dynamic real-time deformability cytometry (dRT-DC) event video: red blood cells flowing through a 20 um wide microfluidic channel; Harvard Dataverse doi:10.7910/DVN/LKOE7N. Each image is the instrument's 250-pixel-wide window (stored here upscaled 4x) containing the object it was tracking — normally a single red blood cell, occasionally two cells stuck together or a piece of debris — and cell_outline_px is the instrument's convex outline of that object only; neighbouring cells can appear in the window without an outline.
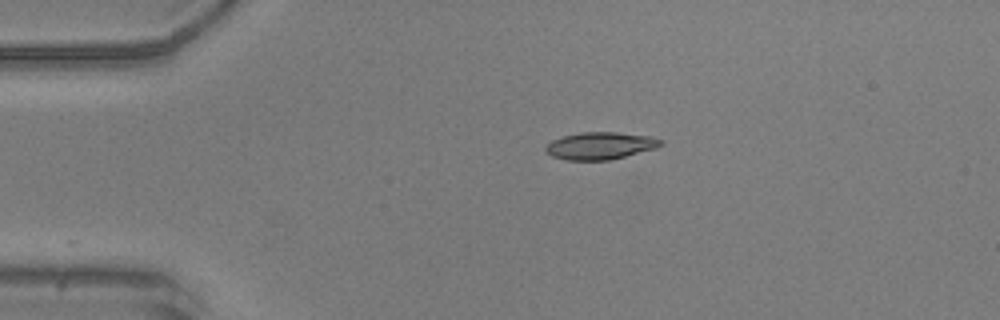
{"species": "common noctule bat (a hibernating species)", "species_latin": "Nyctalus noctula", "temperature_condition": "warm", "stored_images_in_passage": 15, "camera_frame_rate_fps": 3000, "um_per_image_px": 0.085, "animal": {"sex": "male", "body_mass_g": 20.5, "forearm_length_mm": 52.5}, "frame": {"image": 1, "passage_image": 1, "time_ms": 0.0, "image_size_px": [1000, 320], "cell_outline_px": [[664, 144], [656, 148], [608, 160], [568, 160], [552, 156], [544, 152], [544, 148], [552, 140], [564, 136], [580, 132], [616, 132], [648, 136], [664, 140]], "centroid_in_image_um": [51.01, 12.38], "position_along_channel_um": 34.0, "area_um2": 18.21}}
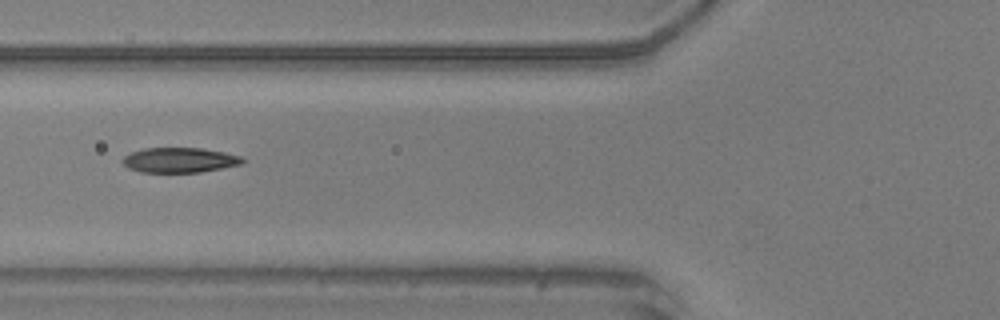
{"frame": {"image": 2, "passage_image": 10, "time_ms": 3.0, "image_size_px": [1000, 320], "cell_outline_px": [[244, 160], [240, 164], [200, 172], [140, 172], [128, 168], [120, 160], [124, 156], [132, 152], [144, 148], [200, 148], [224, 152], [240, 156]], "centroid_in_image_um": [15.21, 13.6], "position_along_channel_um": 110.6, "area_um2": 17.28}}
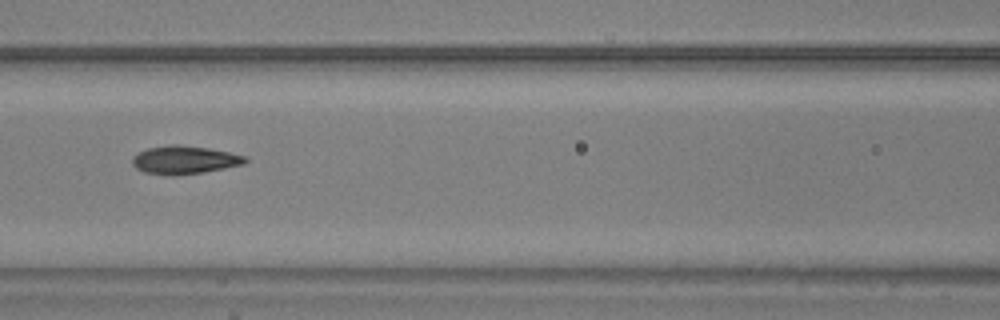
{"frame": {"image": 3, "passage_image": 13, "time_ms": 4.0, "image_size_px": [1000, 320], "cell_outline_px": [[248, 160], [244, 164], [204, 172], [172, 176], [144, 172], [136, 168], [132, 164], [132, 156], [136, 152], [148, 148], [172, 144], [176, 144], [208, 148], [228, 152], [244, 156]], "centroid_in_image_um": [15.63, 13.59], "position_along_channel_um": 151.0, "area_um2": 18.55}}